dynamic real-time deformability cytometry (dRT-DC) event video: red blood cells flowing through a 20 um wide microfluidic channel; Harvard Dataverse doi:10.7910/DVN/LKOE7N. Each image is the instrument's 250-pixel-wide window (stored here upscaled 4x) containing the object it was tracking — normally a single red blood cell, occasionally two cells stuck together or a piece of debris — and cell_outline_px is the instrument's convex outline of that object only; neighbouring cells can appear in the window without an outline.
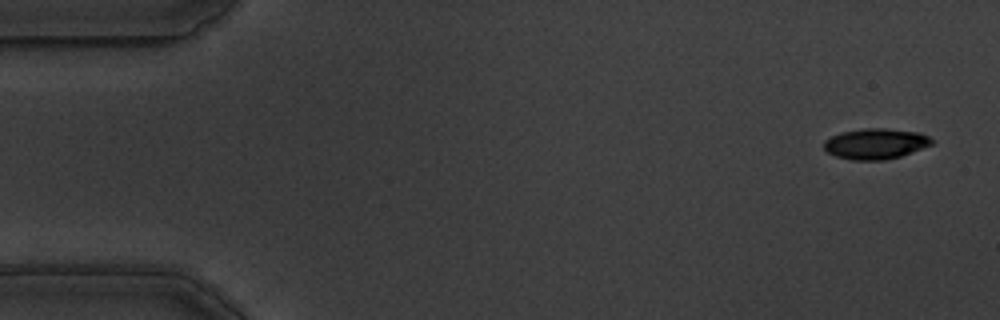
{"species": "common noctule bat (a hibernating species)", "species_latin": "Nyctalus noctula", "temperature_condition": "warm", "stored_images_in_passage": 56, "camera_frame_rate_fps": 3000, "um_per_image_px": 0.085, "animal": {"sex": "male", "body_mass_g": 19.5, "forearm_length_mm": 54.6}, "frame": {"image": 1, "passage_image": 1, "time_ms": 0.0, "image_size_px": [1000, 320], "cell_outline_px": [[932, 144], [900, 156], [884, 160], [852, 160], [836, 156], [828, 152], [824, 148], [824, 140], [840, 132], [864, 128], [884, 128], [916, 132], [928, 136], [932, 140]], "centroid_in_image_um": [74.38, 12.21], "position_along_channel_um": 10.6, "area_um2": 19.02}}
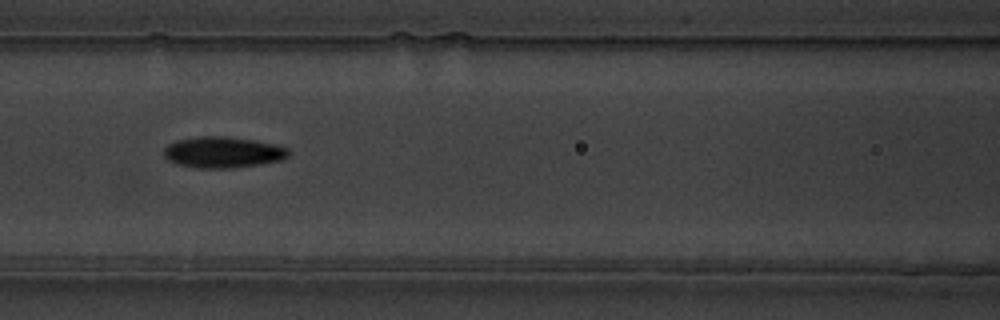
{"frame": {"image": 2, "passage_image": 23, "time_ms": 7.333, "image_size_px": [1000, 320], "cell_outline_px": [[288, 156], [280, 160], [256, 164], [228, 168], [200, 168], [176, 164], [168, 160], [164, 156], [164, 148], [168, 144], [176, 140], [196, 136], [228, 136], [256, 140], [288, 148]], "centroid_in_image_um": [18.89, 12.92], "position_along_channel_um": 147.7, "area_um2": 22.48}}
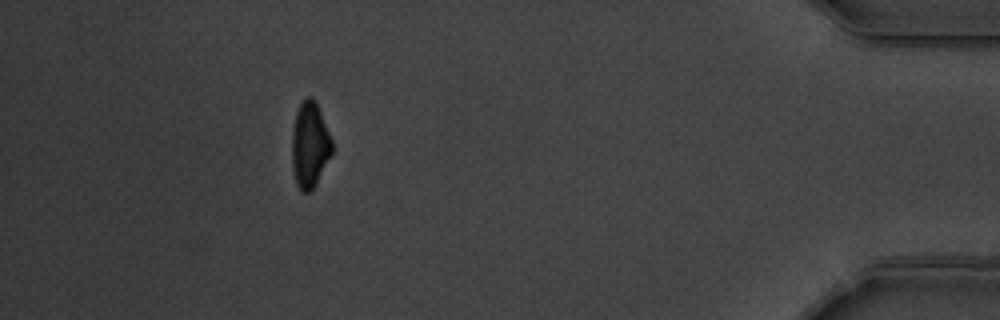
{"frame": {"image": 3, "passage_image": 50, "time_ms": 16.333, "image_size_px": [1000, 320], "cell_outline_px": [[332, 152], [316, 184], [308, 192], [300, 192], [296, 184], [292, 164], [292, 132], [296, 112], [300, 104], [308, 96], [312, 96], [316, 100], [332, 140]], "centroid_in_image_um": [26.32, 12.3], "position_along_channel_um": 408.9, "area_um2": 19.94}, "authors_computed_cell_mechanics": {"area_um2": 20.6635, "velocity_mm_per_s": 3.5303, "shape_relaxation_time_tau1_ms": 3.6605, "shape_relaxation_time_tau2_ms": 6.2587, "deformation_change_tau1": 0.1521, "deformation_change_tau2": 0.1355}}